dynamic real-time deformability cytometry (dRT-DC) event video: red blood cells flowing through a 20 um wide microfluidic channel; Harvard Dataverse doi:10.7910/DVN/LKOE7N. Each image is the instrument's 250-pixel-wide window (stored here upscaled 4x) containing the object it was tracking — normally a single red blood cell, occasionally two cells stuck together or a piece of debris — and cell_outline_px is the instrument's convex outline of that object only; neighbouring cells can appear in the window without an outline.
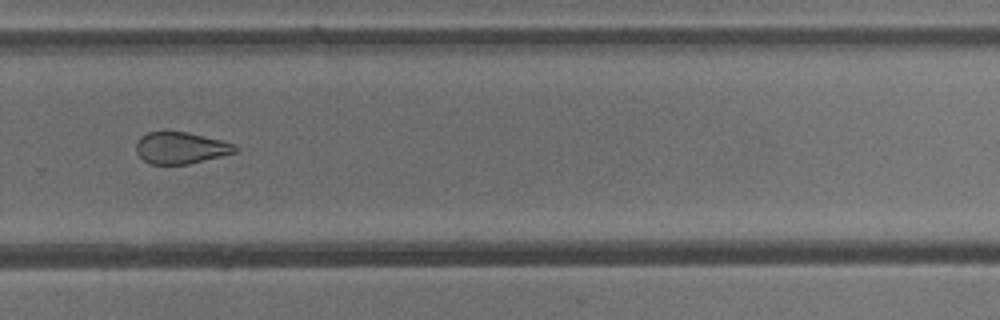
{"species": "common noctule bat (a hibernating species)", "species_latin": "Nyctalus noctula", "temperature_condition": "cold", "stored_images_in_passage": 16, "camera_frame_rate_fps": 3000, "um_per_image_px": 0.085, "animal": {"sex": "male", "body_mass_g": 13.3}, "frame": {"image": 1, "passage_image": 11, "time_ms": 3.333, "image_size_px": [1000, 320], "cell_outline_px": [[240, 148], [236, 152], [188, 164], [148, 164], [136, 152], [136, 144], [140, 136], [148, 132], [188, 132], [236, 144]], "centroid_in_image_um": [15.36, 12.57], "position_along_channel_um": 314.4, "area_um2": 18.21}}